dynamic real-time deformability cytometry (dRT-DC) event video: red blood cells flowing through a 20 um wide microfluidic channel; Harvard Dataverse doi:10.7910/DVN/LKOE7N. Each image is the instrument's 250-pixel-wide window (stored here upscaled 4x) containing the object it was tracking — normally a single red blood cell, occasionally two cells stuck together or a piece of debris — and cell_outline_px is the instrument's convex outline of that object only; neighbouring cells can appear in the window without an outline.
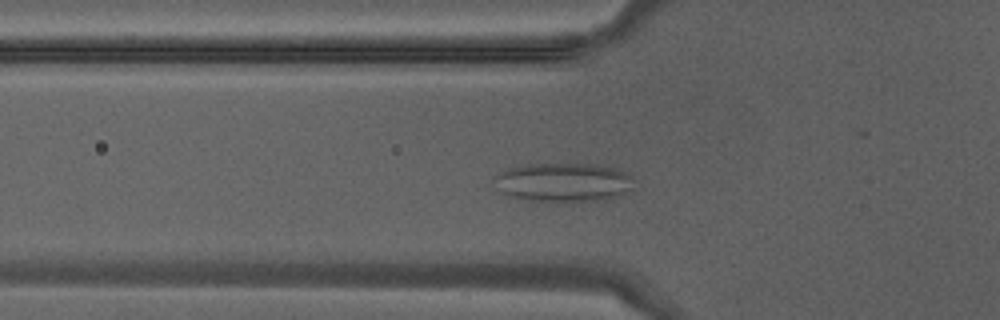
{"species": "Egyptian fruit bat (a non-hibernating species)", "species_latin": "Rousettus aegyptiacus", "temperature_condition": "warm", "stored_images_in_passage": 39, "camera_frame_rate_fps": 3000, "um_per_image_px": 0.085, "animal": {"sex": "male"}, "frame": {"image": 1, "passage_image": 12, "time_ms": 3.667, "image_size_px": [1000, 320], "cell_outline_px": [[632, 192], [620, 196], [604, 200], [528, 200], [508, 196], [492, 180], [500, 172], [524, 164], [592, 164], [612, 168], [624, 172], [632, 176]], "centroid_in_image_um": [47.93, 15.49], "position_along_channel_um": 77.9, "area_um2": 31.21}}
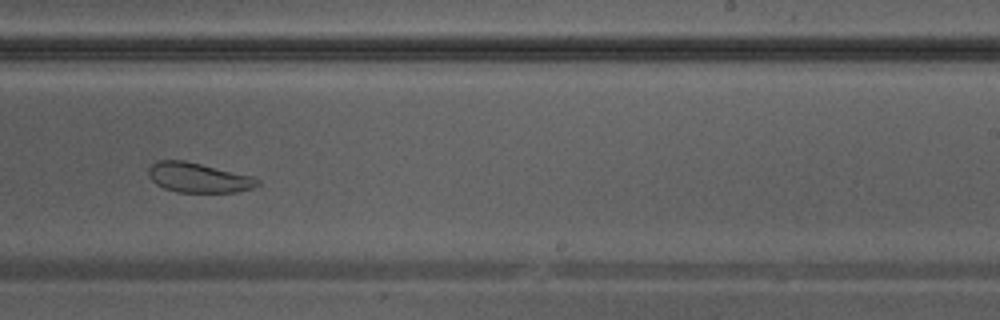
{"frame": {"image": 2, "passage_image": 24, "time_ms": 7.667, "image_size_px": [1000, 320], "cell_outline_px": [[260, 184], [252, 188], [236, 192], [176, 192], [164, 188], [156, 184], [148, 176], [148, 168], [152, 164], [160, 160], [184, 160], [252, 176], [260, 180]], "centroid_in_image_um": [16.85, 15.1], "position_along_channel_um": 272.2, "area_um2": 18.84}}
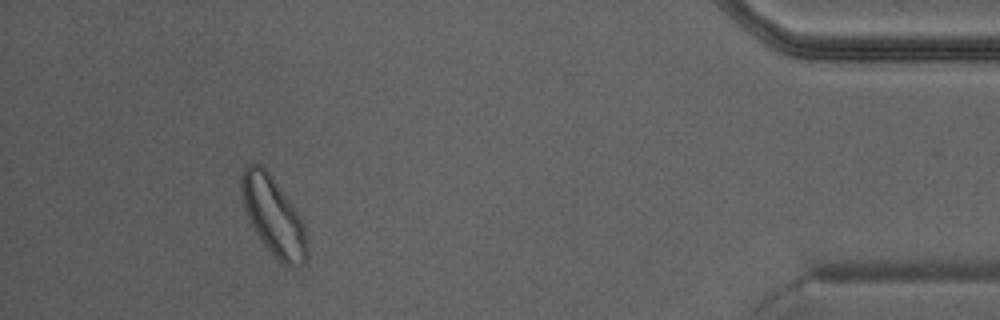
{"frame": {"image": 3, "passage_image": 36, "time_ms": 11.667, "image_size_px": [1000, 320], "cell_outline_px": [[308, 256], [304, 264], [292, 268], [284, 264], [268, 248], [256, 232], [248, 216], [244, 204], [240, 188], [240, 176], [244, 164], [260, 164], [268, 172], [300, 216], [304, 224], [308, 252]], "centroid_in_image_um": [23.24, 18.36], "position_along_channel_um": 412.0, "area_um2": 29.36}}